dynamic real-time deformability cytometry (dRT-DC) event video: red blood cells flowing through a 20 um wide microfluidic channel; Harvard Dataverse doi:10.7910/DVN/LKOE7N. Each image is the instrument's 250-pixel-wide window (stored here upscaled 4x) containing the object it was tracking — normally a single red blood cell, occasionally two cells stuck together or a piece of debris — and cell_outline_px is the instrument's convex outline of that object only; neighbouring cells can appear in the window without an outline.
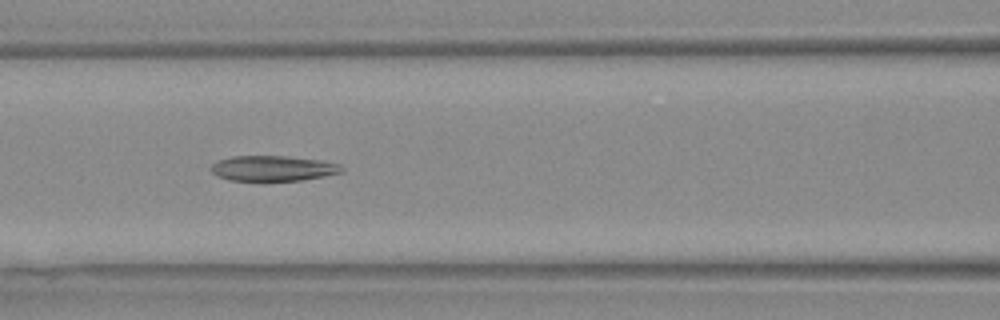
{"species": "Egyptian fruit bat (a non-hibernating species)", "species_latin": "Rousettus aegyptiacus", "temperature_condition": "warm", "stored_images_in_passage": 8, "camera_frame_rate_fps": 3000, "um_per_image_px": 0.085, "animal": {"sex": "female"}, "frame": {"image": 1, "passage_image": 6, "time_ms": 1.667, "image_size_px": [1000, 320], "cell_outline_px": [[344, 172], [304, 180], [264, 184], [228, 180], [216, 176], [212, 172], [212, 164], [220, 160], [232, 156], [288, 156], [320, 160], [340, 164], [344, 168]], "centroid_in_image_um": [23.21, 14.36], "position_along_channel_um": 143.4, "area_um2": 20.35}}
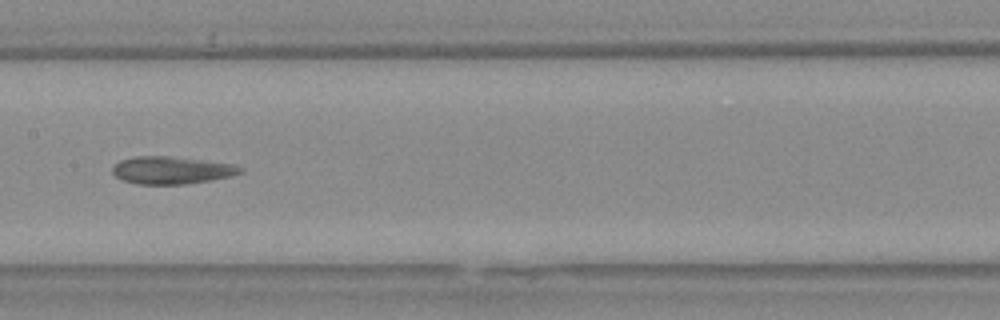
{"frame": {"image": 2, "passage_image": 7, "time_ms": 2.0, "image_size_px": [1000, 320], "cell_outline_px": [[244, 172], [232, 176], [212, 180], [188, 184], [136, 184], [124, 180], [116, 176], [112, 172], [112, 168], [120, 160], [136, 156], [168, 156], [236, 164], [244, 168]], "centroid_in_image_um": [14.65, 14.47], "position_along_channel_um": 192.8, "area_um2": 20.58}}